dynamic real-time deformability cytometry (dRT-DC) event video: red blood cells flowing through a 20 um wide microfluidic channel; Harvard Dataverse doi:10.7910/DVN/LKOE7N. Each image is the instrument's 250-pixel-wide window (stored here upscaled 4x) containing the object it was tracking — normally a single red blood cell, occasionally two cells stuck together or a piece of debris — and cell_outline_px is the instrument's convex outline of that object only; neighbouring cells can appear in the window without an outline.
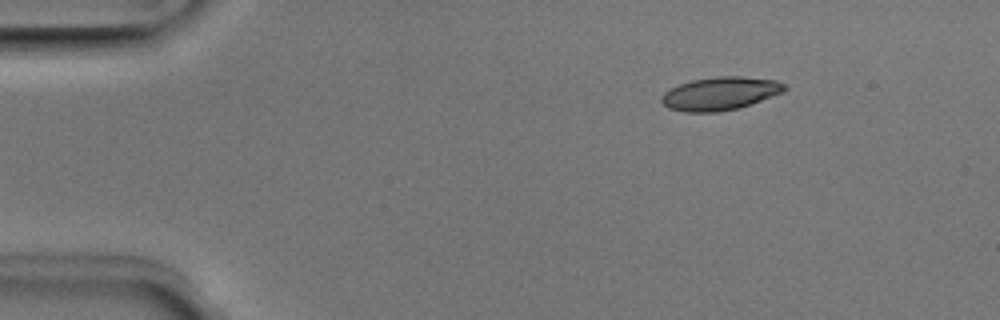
{"species": "Egyptian fruit bat (a non-hibernating species)", "species_latin": "Rousettus aegyptiacus", "temperature_condition": "room temperature", "stored_images_in_passage": 4, "camera_frame_rate_fps": 3000, "um_per_image_px": 0.085, "animal": {"sex": "male"}, "frame": {"image": 1, "passage_image": 2, "time_ms": 0.333, "image_size_px": [1000, 320], "cell_outline_px": [[788, 88], [784, 92], [736, 108], [716, 112], [684, 112], [668, 108], [660, 100], [660, 96], [664, 92], [680, 84], [692, 80], [716, 76], [740, 76], [776, 80], [784, 84]], "centroid_in_image_um": [61.19, 7.94], "position_along_channel_um": 23.8, "area_um2": 23.58}}